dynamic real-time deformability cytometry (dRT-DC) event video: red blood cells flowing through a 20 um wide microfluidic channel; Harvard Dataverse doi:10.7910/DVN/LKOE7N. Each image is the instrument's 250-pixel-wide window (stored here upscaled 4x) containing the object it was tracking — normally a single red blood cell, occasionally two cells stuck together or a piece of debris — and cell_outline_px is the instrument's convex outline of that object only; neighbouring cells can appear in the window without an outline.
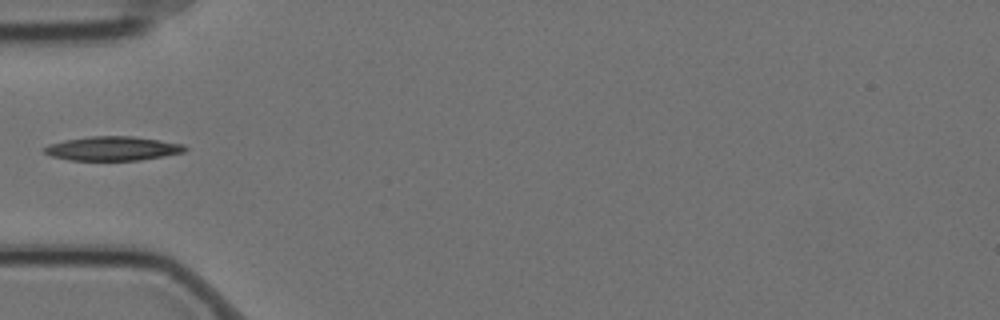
{"species": "Egyptian fruit bat (a non-hibernating species)", "species_latin": "Rousettus aegyptiacus", "temperature_condition": "cold", "stored_images_in_passage": 1, "camera_frame_rate_fps": 3000, "um_per_image_px": 0.085, "animal": {"sex": "female"}, "frame": {"image": 1, "passage_image": 1, "time_ms": 0.0, "image_size_px": [1000, 320], "cell_outline_px": [[188, 148], [184, 152], [164, 156], [140, 160], [68, 160], [52, 156], [44, 152], [40, 148], [48, 144], [64, 140], [88, 136], [132, 136], [160, 140], [184, 144]], "centroid_in_image_um": [9.55, 12.62], "position_along_channel_um": 75.4, "area_um2": 19.94}}